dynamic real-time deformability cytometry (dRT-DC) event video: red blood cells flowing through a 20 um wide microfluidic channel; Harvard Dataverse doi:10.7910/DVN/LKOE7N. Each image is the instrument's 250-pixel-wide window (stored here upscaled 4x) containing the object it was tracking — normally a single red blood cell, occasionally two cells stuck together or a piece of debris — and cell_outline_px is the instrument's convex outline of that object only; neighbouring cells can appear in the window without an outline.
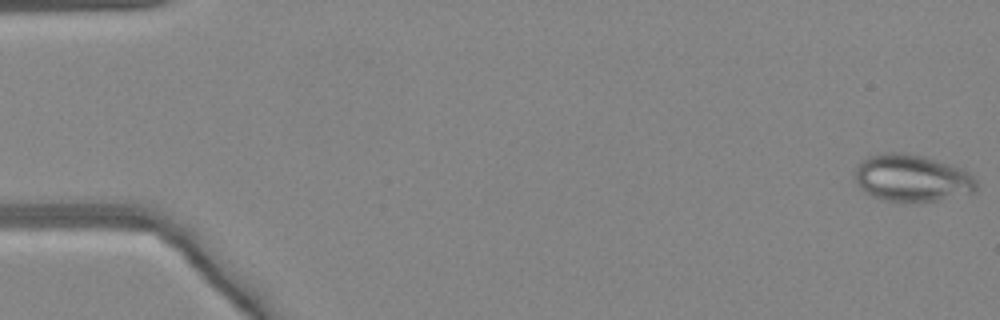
{"species": "common noctule bat (a hibernating species)", "species_latin": "Nyctalus noctula", "temperature_condition": "warm", "stored_images_in_passage": 48, "camera_frame_rate_fps": 3000, "um_per_image_px": 0.085, "animal": {"sex": "female", "body_mass_g": 24.6, "forearm_length_mm": 56.2}, "frame": {"image": 1, "passage_image": 1, "time_ms": 0.0, "image_size_px": [1000, 320], "cell_outline_px": [[976, 188], [972, 192], [936, 200], [884, 200], [872, 196], [860, 188], [856, 180], [856, 168], [868, 156], [884, 152], [904, 152], [924, 156], [960, 168], [968, 172], [976, 180]], "centroid_in_image_um": [77.49, 15.1], "position_along_channel_um": 7.5, "area_um2": 32.54}}
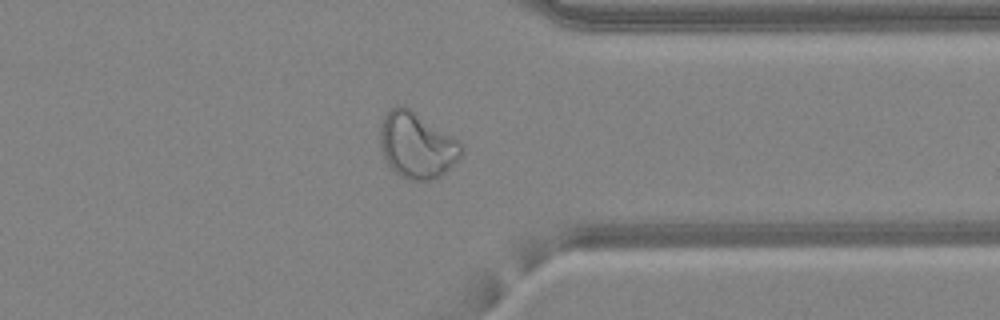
{"frame": {"image": 2, "passage_image": 38, "time_ms": 12.333, "image_size_px": [1000, 320], "cell_outline_px": [[464, 148], [460, 156], [440, 176], [432, 180], [408, 180], [400, 176], [384, 160], [380, 148], [380, 128], [384, 116], [396, 104], [404, 104], [460, 140]], "centroid_in_image_um": [35.42, 12.32], "position_along_channel_um": 376.0, "area_um2": 31.44}}
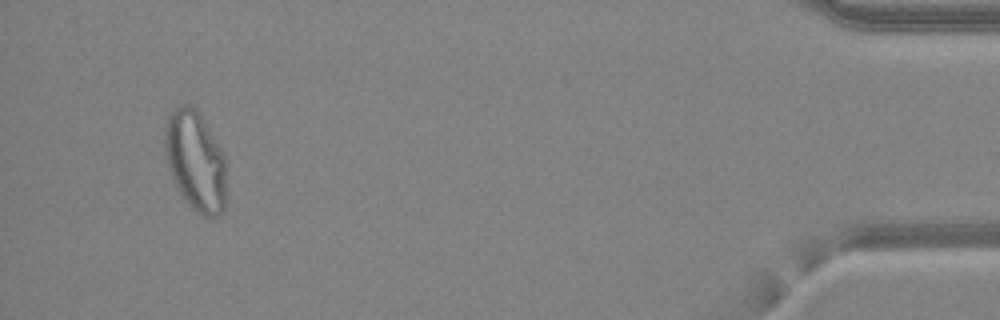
{"frame": {"image": 3, "passage_image": 46, "time_ms": 15.0, "image_size_px": [1000, 320], "cell_outline_px": [[224, 208], [220, 216], [204, 216], [196, 212], [188, 204], [180, 192], [172, 176], [168, 164], [164, 148], [164, 132], [168, 116], [172, 108], [180, 104], [188, 104], [196, 108], [200, 112], [220, 148], [224, 156]], "centroid_in_image_um": [16.58, 13.63], "position_along_channel_um": 418.6, "area_um2": 35.55}}